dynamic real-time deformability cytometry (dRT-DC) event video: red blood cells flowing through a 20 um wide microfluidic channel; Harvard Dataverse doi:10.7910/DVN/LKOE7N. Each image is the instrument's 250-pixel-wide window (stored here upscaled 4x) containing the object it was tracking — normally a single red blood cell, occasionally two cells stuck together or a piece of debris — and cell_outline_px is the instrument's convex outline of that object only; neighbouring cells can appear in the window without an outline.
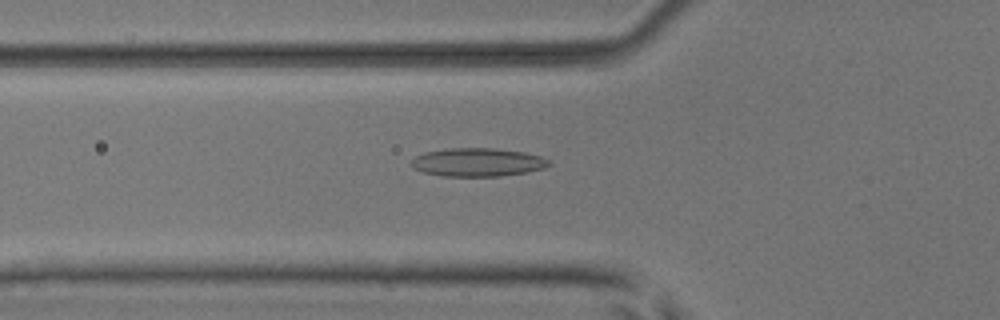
{"species": "common noctule bat (a hibernating species)", "species_latin": "Nyctalus noctula", "temperature_condition": "room temperature", "stored_images_in_passage": 52, "camera_frame_rate_fps": 3000, "um_per_image_px": 0.085, "animal": {"sex": "male", "body_mass_g": 17.9, "forearm_length_mm": 54.2}, "frame": {"image": 1, "passage_image": 19, "time_ms": 6.0, "image_size_px": [1000, 320], "cell_outline_px": [[552, 164], [544, 168], [524, 172], [500, 176], [440, 176], [424, 172], [412, 168], [408, 164], [408, 160], [424, 152], [448, 148], [496, 148], [524, 152], [540, 156], [552, 160]], "centroid_in_image_um": [40.56, 13.78], "position_along_channel_um": 85.2, "area_um2": 23.06}}
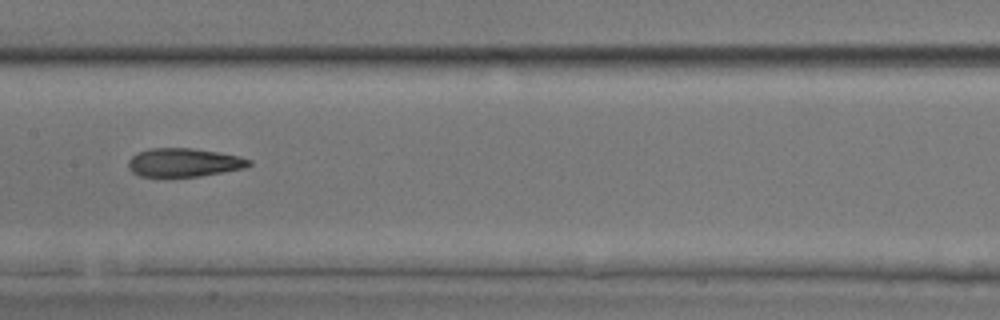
{"frame": {"image": 2, "passage_image": 27, "time_ms": 8.667, "image_size_px": [1000, 320], "cell_outline_px": [[252, 164], [244, 168], [224, 172], [200, 176], [140, 176], [132, 172], [128, 168], [128, 160], [136, 152], [148, 148], [192, 148], [220, 152], [240, 156], [252, 160]], "centroid_in_image_um": [15.64, 13.8], "position_along_channel_um": 191.8, "area_um2": 20.23}}
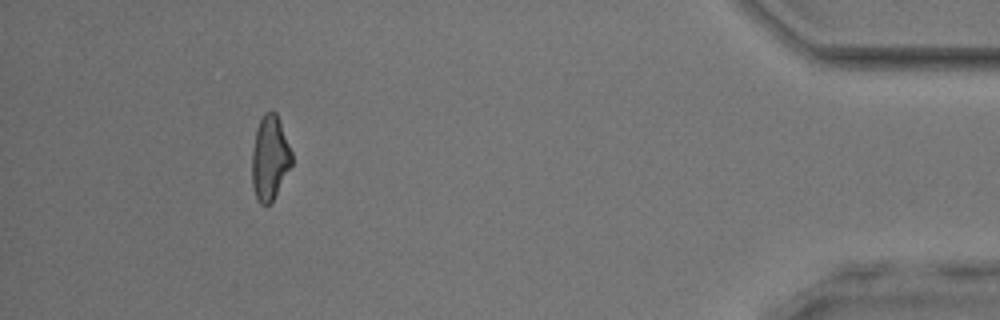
{"frame": {"image": 3, "passage_image": 48, "time_ms": 15.667, "image_size_px": [1000, 320], "cell_outline_px": [[292, 164], [272, 200], [268, 204], [260, 204], [256, 196], [252, 184], [252, 148], [256, 128], [264, 112], [272, 108], [276, 112], [292, 152]], "centroid_in_image_um": [22.92, 13.36], "position_along_channel_um": 412.3, "area_um2": 19.48}, "authors_computed_cell_mechanics": {"area_um2": 20.6924, "velocity_mm_per_s": 3.9856, "shape_relaxation_time_tau1_ms": 10.0806, "shape_relaxation_time_tau2_ms": 3.1041, "deformation_change_tau1": 0.2053, "deformation_change_tau2": 0.1226}}